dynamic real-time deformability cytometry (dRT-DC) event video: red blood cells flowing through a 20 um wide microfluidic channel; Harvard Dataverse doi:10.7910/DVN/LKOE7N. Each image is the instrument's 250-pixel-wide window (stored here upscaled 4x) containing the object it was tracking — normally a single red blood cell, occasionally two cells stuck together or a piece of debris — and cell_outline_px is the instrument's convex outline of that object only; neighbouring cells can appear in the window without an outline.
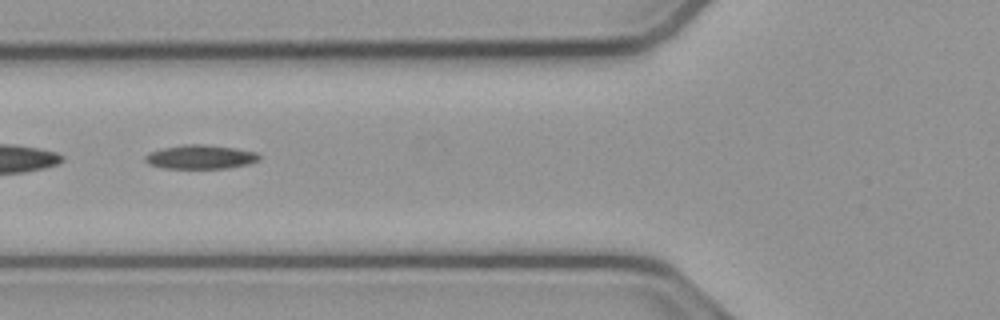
{"species": "common noctule bat (a hibernating species)", "species_latin": "Nyctalus noctula", "temperature_condition": "cold", "stored_images_in_passage": 49, "camera_frame_rate_fps": 3000, "um_per_image_px": 0.085, "animal": {"sex": "male", "body_mass_g": 23.1, "forearm_length_mm": 52.7}, "frame": {"image": 1, "passage_image": 16, "time_ms": 5.0, "image_size_px": [1000, 320], "cell_outline_px": [[260, 160], [248, 164], [228, 168], [164, 168], [148, 164], [144, 160], [144, 156], [152, 152], [164, 148], [184, 144], [204, 144], [236, 148], [256, 152], [260, 156]], "centroid_in_image_um": [17.06, 13.34], "position_along_channel_um": 108.7, "area_um2": 15.9}}
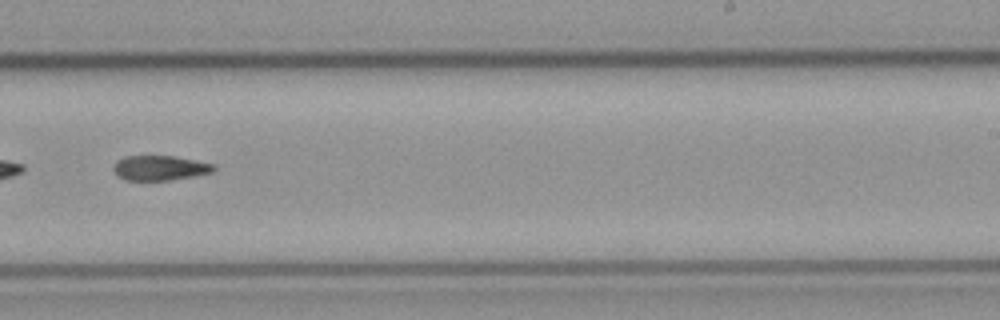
{"frame": {"image": 2, "passage_image": 29, "time_ms": 9.333, "image_size_px": [1000, 320], "cell_outline_px": [[216, 168], [212, 172], [172, 180], [124, 180], [116, 176], [112, 168], [116, 160], [124, 156], [172, 156], [196, 160], [216, 164]], "centroid_in_image_um": [13.55, 14.27], "position_along_channel_um": 275.4, "area_um2": 14.68}}
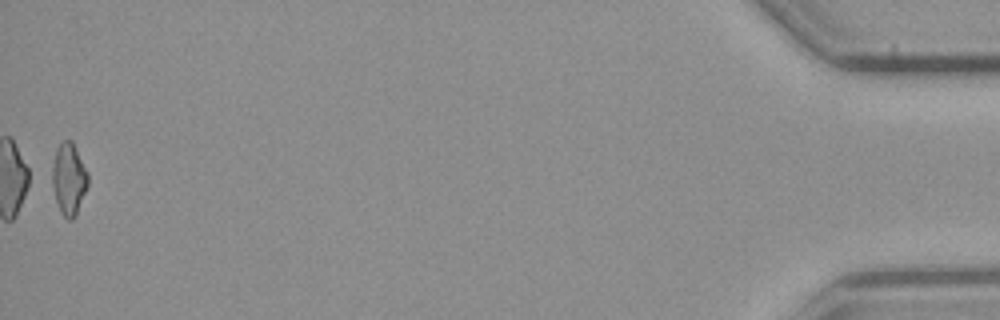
{"frame": {"image": 3, "passage_image": 49, "time_ms": 16.0, "image_size_px": [1000, 320], "cell_outline_px": [[88, 184], [76, 216], [72, 220], [68, 220], [60, 212], [56, 200], [52, 184], [52, 168], [56, 148], [64, 140], [72, 140], [88, 172]], "centroid_in_image_um": [5.86, 15.22], "position_along_channel_um": 429.3, "area_um2": 14.97}}